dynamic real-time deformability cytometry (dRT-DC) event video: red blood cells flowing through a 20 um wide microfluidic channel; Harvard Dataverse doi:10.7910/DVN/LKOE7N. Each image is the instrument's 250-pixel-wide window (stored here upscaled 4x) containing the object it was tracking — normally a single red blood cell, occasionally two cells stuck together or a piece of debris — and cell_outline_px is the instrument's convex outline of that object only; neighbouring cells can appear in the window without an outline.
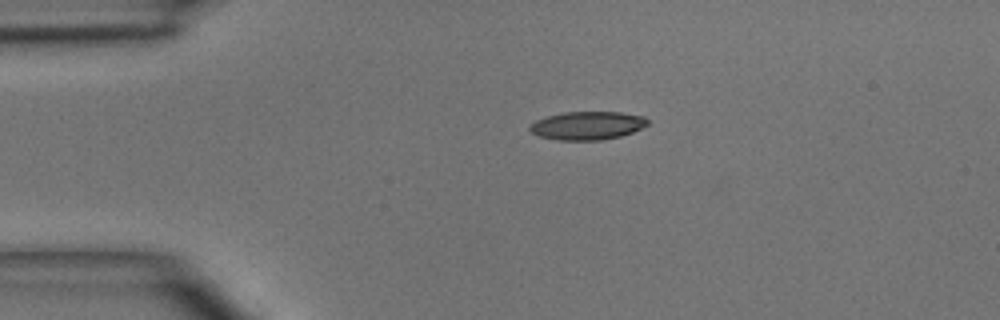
{"species": "common noctule bat (a hibernating species)", "species_latin": "Nyctalus noctula", "temperature_condition": "room temperature", "stored_images_in_passage": 2, "camera_frame_rate_fps": 3000, "um_per_image_px": 0.085, "animal": {"sex": "male", "body_mass_g": 15.6}, "frame": {"image": 1, "passage_image": 1, "time_ms": 0.0, "image_size_px": [1000, 320], "cell_outline_px": [[648, 124], [632, 132], [620, 136], [600, 140], [556, 140], [540, 136], [532, 132], [528, 128], [536, 120], [548, 116], [564, 112], [620, 112], [644, 116], [648, 120]], "centroid_in_image_um": [49.93, 10.67], "position_along_channel_um": 35.1, "area_um2": 19.25}}